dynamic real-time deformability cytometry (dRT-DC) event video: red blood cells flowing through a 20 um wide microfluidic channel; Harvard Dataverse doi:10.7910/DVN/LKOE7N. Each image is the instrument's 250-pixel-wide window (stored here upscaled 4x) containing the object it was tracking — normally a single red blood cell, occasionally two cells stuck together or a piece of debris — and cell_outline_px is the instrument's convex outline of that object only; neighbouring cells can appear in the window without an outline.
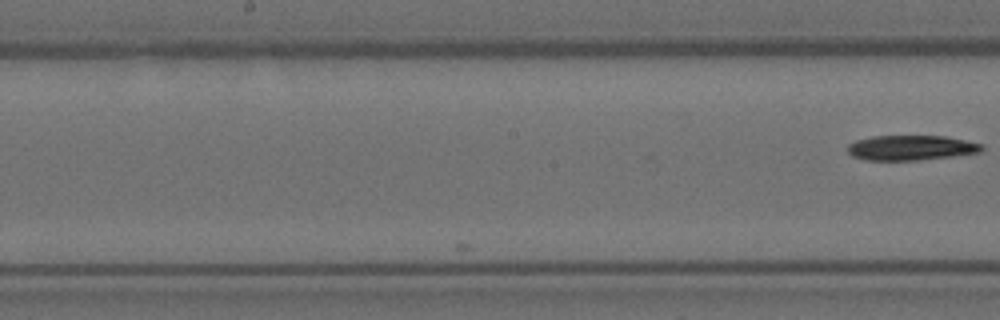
{"species": "Egyptian fruit bat (a non-hibernating species)", "species_latin": "Rousettus aegyptiacus", "temperature_condition": "room temperature", "stored_images_in_passage": 17, "camera_frame_rate_fps": 3000, "um_per_image_px": 0.085, "animal": {"sex": "female"}, "frame": {"image": 1, "passage_image": 17, "time_ms": 5.333, "image_size_px": [1000, 320], "cell_outline_px": [[984, 148], [980, 152], [952, 156], [916, 160], [868, 160], [852, 156], [848, 152], [848, 144], [856, 140], [872, 136], [944, 136], [984, 144]], "centroid_in_image_um": [77.43, 12.55], "position_along_channel_um": 170.8, "area_um2": 19.42}}